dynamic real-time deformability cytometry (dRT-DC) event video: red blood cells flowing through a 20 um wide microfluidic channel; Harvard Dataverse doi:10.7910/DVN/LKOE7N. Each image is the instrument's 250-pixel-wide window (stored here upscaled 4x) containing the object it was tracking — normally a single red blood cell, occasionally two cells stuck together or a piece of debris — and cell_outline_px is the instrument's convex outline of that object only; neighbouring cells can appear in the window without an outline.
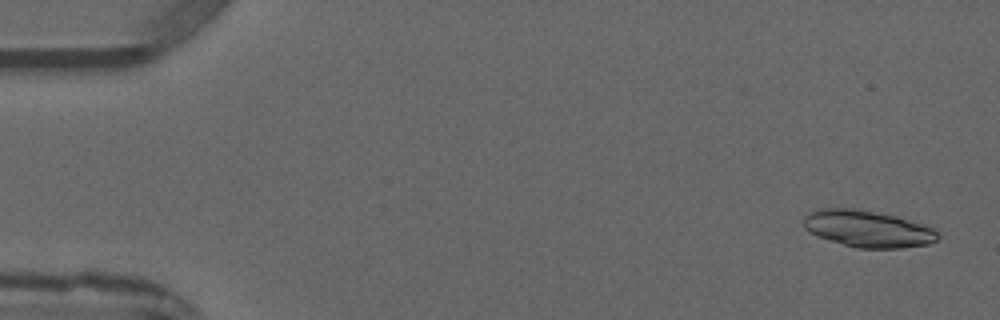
{"species": "common noctule bat (a hibernating species)", "species_latin": "Nyctalus noctula", "temperature_condition": "warm", "stored_images_in_passage": 5, "camera_frame_rate_fps": 3000, "um_per_image_px": 0.085, "animal": {"sex": "male", "forearm_length_mm": 52.5}, "frame": {"image": 1, "passage_image": 1, "time_ms": 0.0, "image_size_px": [1000, 320], "cell_outline_px": [[940, 236], [936, 240], [928, 244], [900, 248], [856, 248], [816, 236], [808, 232], [804, 228], [804, 216], [808, 212], [820, 208], [852, 208], [896, 216], [932, 228]], "centroid_in_image_um": [73.69, 19.45], "position_along_channel_um": 11.3, "area_um2": 28.55}}